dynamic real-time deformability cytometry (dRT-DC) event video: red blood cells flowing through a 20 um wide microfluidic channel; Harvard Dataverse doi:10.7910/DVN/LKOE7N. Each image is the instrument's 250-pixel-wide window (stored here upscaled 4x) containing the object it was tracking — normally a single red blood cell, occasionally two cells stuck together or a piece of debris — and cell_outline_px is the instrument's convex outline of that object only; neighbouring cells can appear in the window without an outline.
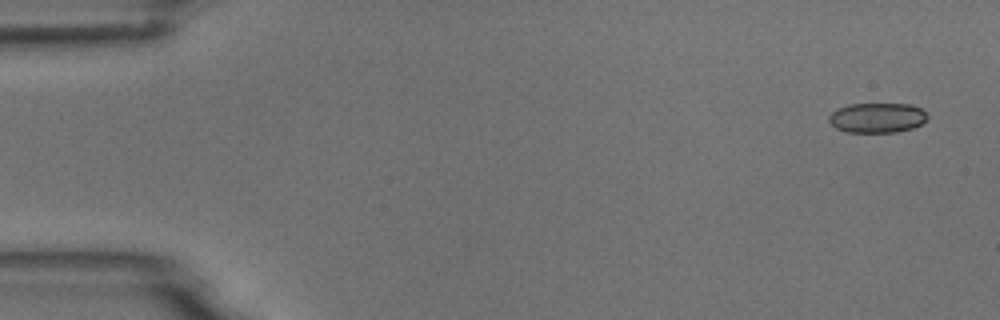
{"species": "common noctule bat (a hibernating species)", "species_latin": "Nyctalus noctula", "temperature_condition": "room temperature", "stored_images_in_passage": 4, "camera_frame_rate_fps": 3000, "um_per_image_px": 0.085, "animal": {"sex": "male", "body_mass_g": 18.8}, "frame": {"image": 1, "passage_image": 1, "time_ms": 0.0, "image_size_px": [1000, 320], "cell_outline_px": [[928, 116], [920, 124], [912, 128], [896, 132], [844, 132], [836, 128], [828, 120], [828, 116], [832, 112], [848, 104], [908, 104], [920, 108]], "centroid_in_image_um": [74.52, 10.01], "position_along_channel_um": 10.5, "area_um2": 16.99}}
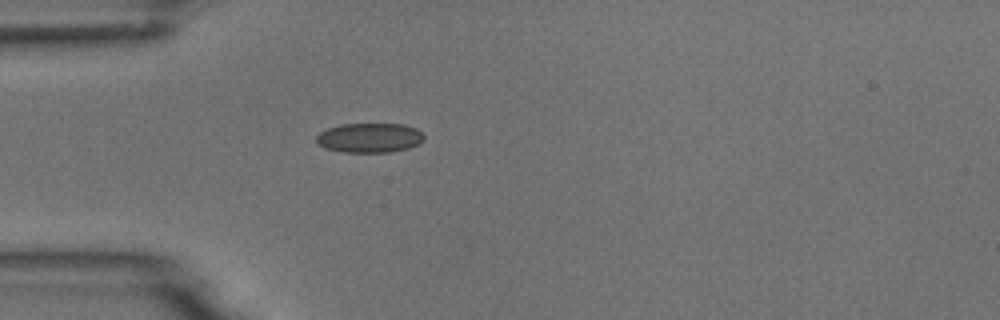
{"frame": {"image": 2, "passage_image": 4, "time_ms": 4.333, "image_size_px": [1000, 320], "cell_outline_px": [[424, 140], [408, 148], [388, 152], [344, 152], [328, 148], [320, 144], [316, 140], [316, 136], [320, 132], [328, 128], [340, 124], [404, 124], [416, 128], [424, 136]], "centroid_in_image_um": [31.42, 11.7], "position_along_channel_um": 53.6, "area_um2": 18.32}}